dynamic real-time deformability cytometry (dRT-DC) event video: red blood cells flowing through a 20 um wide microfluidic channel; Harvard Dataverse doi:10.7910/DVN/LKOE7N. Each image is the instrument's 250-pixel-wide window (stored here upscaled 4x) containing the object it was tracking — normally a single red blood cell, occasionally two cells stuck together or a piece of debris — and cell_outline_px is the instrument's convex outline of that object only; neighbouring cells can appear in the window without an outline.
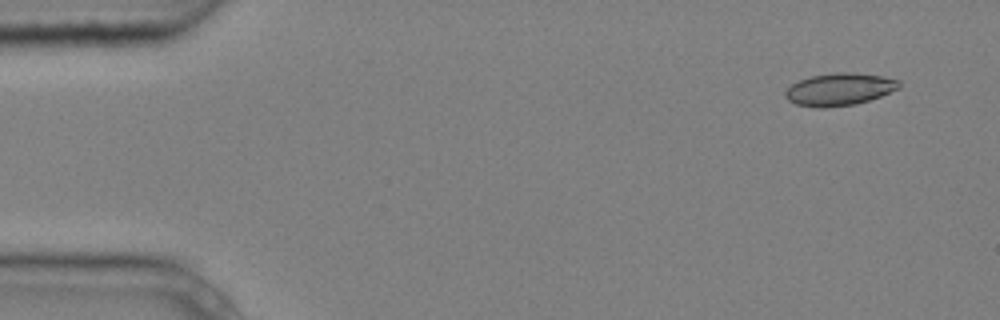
{"species": "common noctule bat (a hibernating species)", "species_latin": "Nyctalus noctula", "temperature_condition": "cold", "stored_images_in_passage": 4, "camera_frame_rate_fps": 3000, "um_per_image_px": 0.085, "animal": {"sex": "male", "body_mass_g": 20.4}, "frame": {"image": 1, "passage_image": 1, "time_ms": 0.0, "image_size_px": [1000, 320], "cell_outline_px": [[900, 88], [880, 96], [856, 104], [824, 108], [820, 108], [796, 104], [788, 100], [784, 96], [784, 92], [792, 84], [800, 80], [812, 76], [836, 72], [852, 72], [880, 76], [900, 80]], "centroid_in_image_um": [71.34, 7.59], "position_along_channel_um": 13.7, "area_um2": 21.39}}